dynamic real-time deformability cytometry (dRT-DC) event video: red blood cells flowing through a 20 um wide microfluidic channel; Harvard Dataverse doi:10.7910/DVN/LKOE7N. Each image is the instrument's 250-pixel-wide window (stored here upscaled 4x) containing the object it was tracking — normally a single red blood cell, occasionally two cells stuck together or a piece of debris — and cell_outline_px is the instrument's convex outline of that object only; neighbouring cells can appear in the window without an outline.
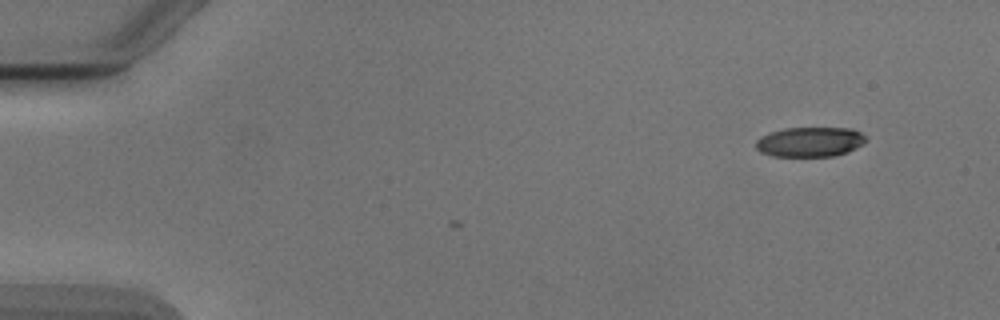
{"species": "Egyptian fruit bat (a non-hibernating species)", "species_latin": "Rousettus aegyptiacus", "temperature_condition": "cold", "stored_images_in_passage": 2, "camera_frame_rate_fps": 3000, "um_per_image_px": 0.085, "animal": {"sex": "male"}, "frame": {"image": 1, "passage_image": 1, "time_ms": 0.0, "image_size_px": [1000, 320], "cell_outline_px": [[868, 140], [864, 144], [848, 152], [832, 156], [772, 156], [760, 152], [756, 148], [756, 140], [760, 136], [784, 128], [852, 128], [860, 132]], "centroid_in_image_um": [68.86, 12.06], "position_along_channel_um": 16.1, "area_um2": 19.19}}